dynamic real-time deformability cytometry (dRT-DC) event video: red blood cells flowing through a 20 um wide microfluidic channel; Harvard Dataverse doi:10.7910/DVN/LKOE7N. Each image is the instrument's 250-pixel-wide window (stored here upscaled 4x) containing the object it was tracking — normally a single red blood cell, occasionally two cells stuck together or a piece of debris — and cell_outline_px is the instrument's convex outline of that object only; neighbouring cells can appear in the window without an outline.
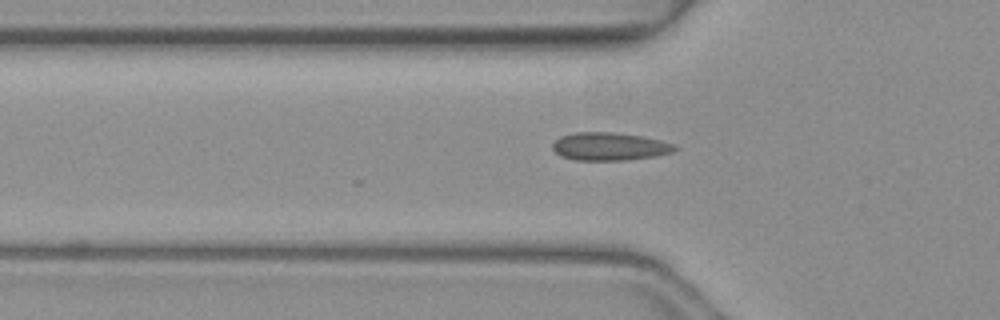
{"species": "common noctule bat (a hibernating species)", "species_latin": "Nyctalus noctula", "temperature_condition": "warm", "stored_images_in_passage": 35, "camera_frame_rate_fps": 3000, "um_per_image_px": 0.085, "animal": {"sex": "female", "body_mass_g": 19.3, "forearm_length_mm": 54.1}, "frame": {"image": 1, "passage_image": 7, "time_ms": 2.0, "image_size_px": [1000, 320], "cell_outline_px": [[680, 148], [672, 152], [656, 156], [628, 160], [572, 160], [560, 156], [552, 148], [552, 144], [560, 136], [576, 132], [612, 132], [640, 136], [660, 140], [672, 144]], "centroid_in_image_um": [51.79, 12.46], "position_along_channel_um": 74.0, "area_um2": 19.94}}
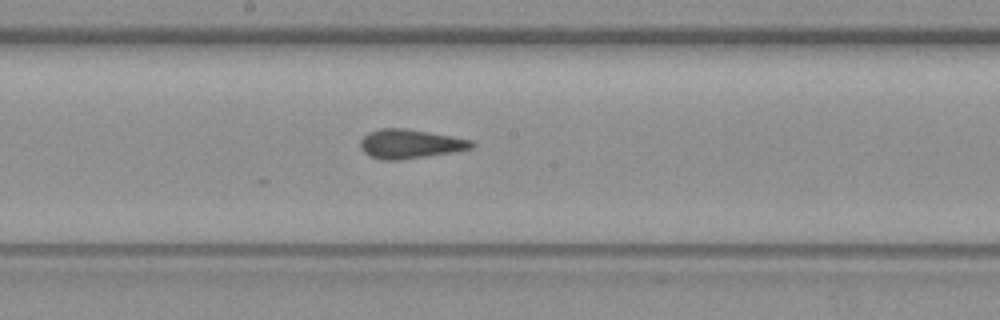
{"frame": {"image": 2, "passage_image": 17, "time_ms": 5.333, "image_size_px": [1000, 320], "cell_outline_px": [[476, 144], [472, 148], [452, 152], [400, 160], [380, 160], [368, 156], [360, 148], [360, 140], [368, 132], [380, 128], [404, 128], [452, 136], [472, 140]], "centroid_in_image_um": [34.82, 12.23], "position_along_channel_um": 213.4, "area_um2": 18.96}}
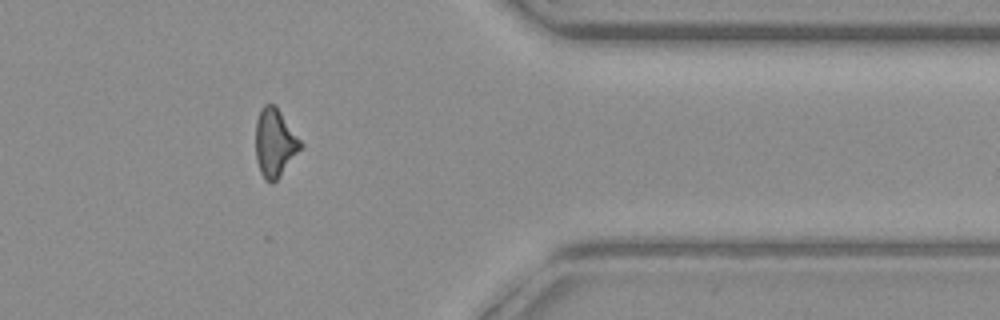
{"frame": {"image": 3, "passage_image": 31, "time_ms": 10.0, "image_size_px": [1000, 320], "cell_outline_px": [[304, 144], [276, 180], [272, 184], [264, 180], [260, 172], [256, 160], [256, 120], [260, 108], [264, 104], [276, 104]], "centroid_in_image_um": [23.35, 12.1], "position_along_channel_um": 388.1, "area_um2": 17.98}}